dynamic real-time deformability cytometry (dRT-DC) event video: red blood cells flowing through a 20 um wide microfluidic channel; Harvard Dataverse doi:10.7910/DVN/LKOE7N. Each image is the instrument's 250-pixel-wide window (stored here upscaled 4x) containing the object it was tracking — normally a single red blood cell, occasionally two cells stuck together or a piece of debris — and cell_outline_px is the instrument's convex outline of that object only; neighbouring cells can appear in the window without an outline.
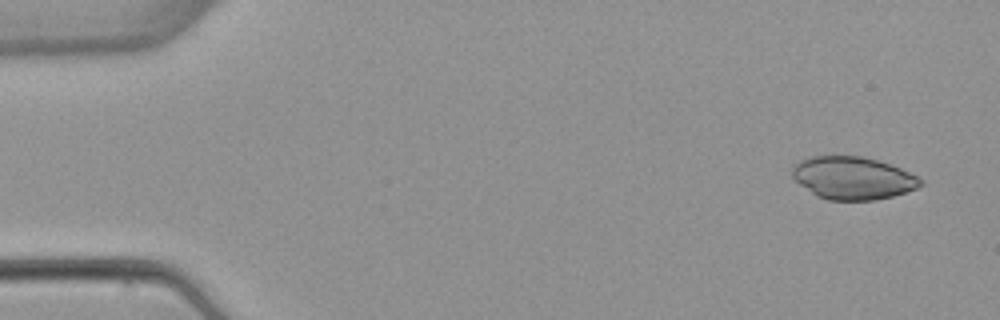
{"species": "common noctule bat (a hibernating species)", "species_latin": "Nyctalus noctula", "temperature_condition": "warm", "stored_images_in_passage": 6, "camera_frame_rate_fps": 3000, "um_per_image_px": 0.085, "animal": {"sex": "female", "body_mass_g": 22.7, "forearm_length_mm": 54.2}, "frame": {"image": 1, "passage_image": 1, "time_ms": 0.0, "image_size_px": [1000, 320], "cell_outline_px": [[924, 184], [916, 188], [892, 196], [876, 200], [828, 200], [816, 196], [800, 184], [792, 176], [792, 164], [808, 156], [864, 156], [900, 168], [924, 180]], "centroid_in_image_um": [72.46, 15.13], "position_along_channel_um": 12.5, "area_um2": 31.91}}
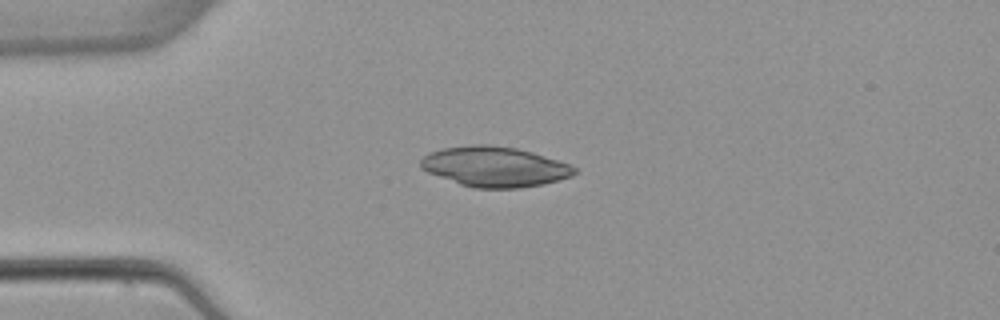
{"frame": {"image": 2, "passage_image": 3, "time_ms": 3.333, "image_size_px": [1000, 320], "cell_outline_px": [[580, 172], [572, 176], [544, 184], [520, 188], [472, 188], [460, 184], [428, 172], [420, 168], [420, 160], [428, 152], [444, 148], [472, 144], [488, 144], [516, 148], [532, 152], [568, 164], [576, 168]], "centroid_in_image_um": [42.04, 14.17], "position_along_channel_um": 43.0, "area_um2": 36.01}}